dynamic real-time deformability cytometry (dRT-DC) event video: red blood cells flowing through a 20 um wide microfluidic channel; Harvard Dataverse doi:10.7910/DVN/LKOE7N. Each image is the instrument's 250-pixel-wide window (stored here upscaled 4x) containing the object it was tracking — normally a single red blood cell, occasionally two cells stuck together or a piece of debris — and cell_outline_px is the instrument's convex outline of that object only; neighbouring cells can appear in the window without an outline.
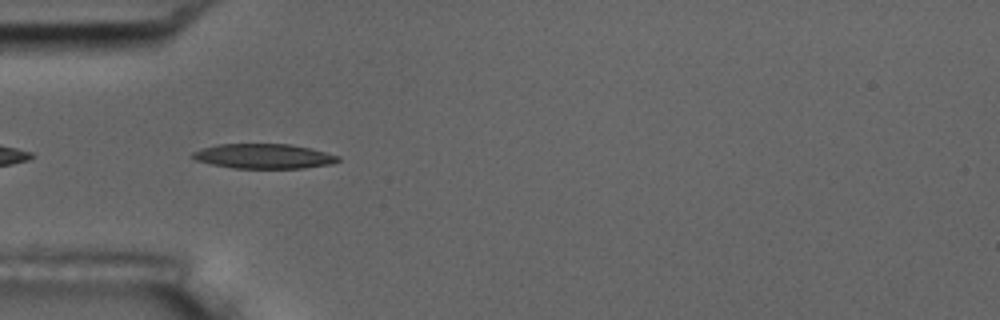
{"species": "common noctule bat (a hibernating species)", "species_latin": "Nyctalus noctula", "temperature_condition": "room temperature", "stored_images_in_passage": 8, "camera_frame_rate_fps": 3000, "um_per_image_px": 0.085, "animal": {"sex": "male", "body_mass_g": 17.5, "forearm_length_mm": 52.3}, "frame": {"image": 1, "passage_image": 7, "time_ms": 8.0, "image_size_px": [1000, 320], "cell_outline_px": [[340, 160], [332, 164], [304, 168], [232, 168], [212, 164], [196, 160], [192, 156], [192, 152], [200, 148], [216, 144], [288, 144], [308, 148], [340, 156]], "centroid_in_image_um": [22.39, 13.28], "position_along_channel_um": 62.6, "area_um2": 20.92}}